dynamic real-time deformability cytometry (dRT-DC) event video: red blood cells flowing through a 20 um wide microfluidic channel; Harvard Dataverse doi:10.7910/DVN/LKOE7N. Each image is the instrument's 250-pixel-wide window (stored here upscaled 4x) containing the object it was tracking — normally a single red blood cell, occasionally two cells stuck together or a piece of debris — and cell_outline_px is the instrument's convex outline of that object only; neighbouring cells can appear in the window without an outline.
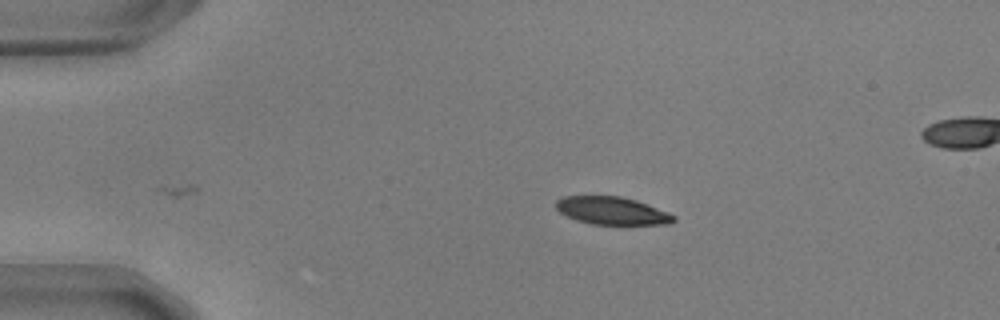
{"species": "common noctule bat (a hibernating species)", "species_latin": "Nyctalus noctula", "temperature_condition": "warm", "stored_images_in_passage": 40, "camera_frame_rate_fps": 3000, "um_per_image_px": 0.085, "animal": {"sex": "male", "body_mass_g": 17.9, "forearm_length_mm": 54.2}, "frame": {"image": 1, "passage_image": 1, "time_ms": 0.0, "image_size_px": [1000, 320], "cell_outline_px": [[676, 220], [668, 224], [592, 224], [576, 220], [560, 212], [556, 208], [556, 200], [564, 196], [620, 196], [636, 200], [668, 212], [676, 216]], "centroid_in_image_um": [52.02, 17.91], "position_along_channel_um": 33.0, "area_um2": 18.9}}
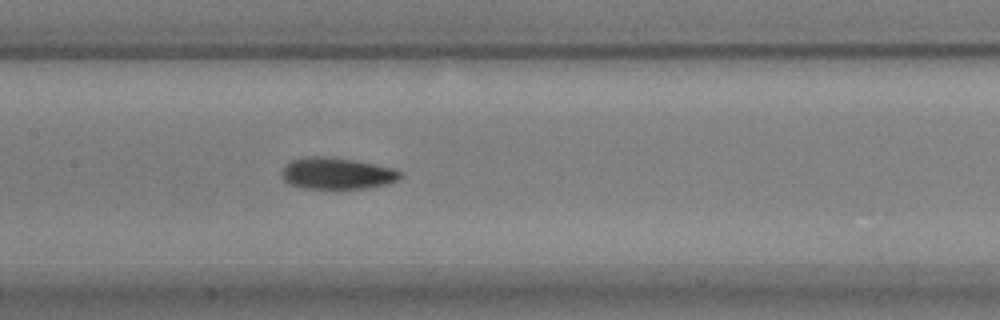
{"frame": {"image": 2, "passage_image": 17, "time_ms": 5.333, "image_size_px": [1000, 320], "cell_outline_px": [[404, 176], [388, 184], [364, 188], [300, 188], [288, 184], [280, 176], [280, 172], [284, 164], [292, 160], [304, 156], [324, 156], [356, 160], [396, 168], [404, 172]], "centroid_in_image_um": [28.63, 14.73], "position_along_channel_um": 178.8, "area_um2": 22.31}}
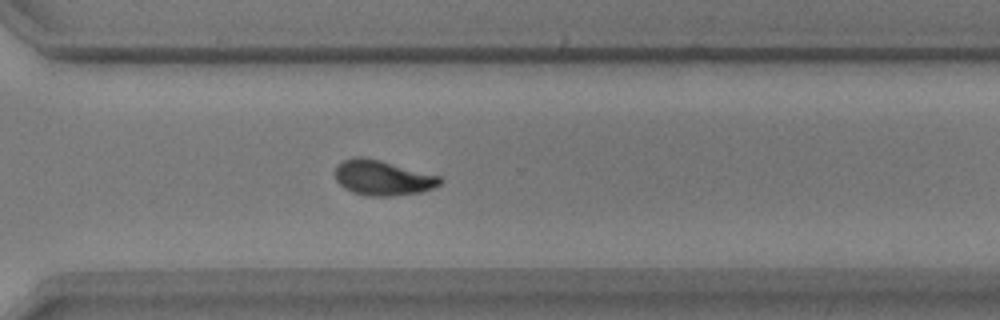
{"frame": {"image": 3, "passage_image": 30, "time_ms": 9.667, "image_size_px": [1000, 320], "cell_outline_px": [[444, 180], [440, 184], [432, 188], [420, 192], [392, 196], [368, 196], [352, 192], [344, 188], [336, 180], [336, 168], [344, 160], [356, 156], [360, 156], [380, 160], [440, 176]], "centroid_in_image_um": [32.53, 15.12], "position_along_channel_um": 338.1, "area_um2": 21.27}, "authors_computed_cell_mechanics": {"area_um2": 21.2704, "velocity_mm_per_s": 3.6853, "shape_relaxation_time_tau1_ms": 3.4548, "shape_relaxation_time_tau2_ms": 2.154, "deformation_change_tau1": 0.1512, "deformation_change_tau2": 0.0678}}